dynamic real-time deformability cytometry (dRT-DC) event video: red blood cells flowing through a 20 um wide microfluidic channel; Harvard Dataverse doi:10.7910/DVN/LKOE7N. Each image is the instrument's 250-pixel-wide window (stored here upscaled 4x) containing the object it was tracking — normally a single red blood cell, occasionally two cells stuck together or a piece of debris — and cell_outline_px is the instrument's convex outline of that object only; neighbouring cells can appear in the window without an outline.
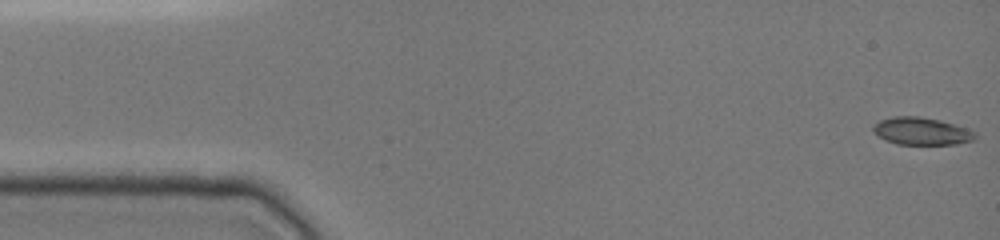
{"species": "common noctule bat (a hibernating species)", "species_latin": "Nyctalus noctula", "temperature_condition": "cold", "stored_images_in_passage": 48, "camera_frame_rate_fps": 3000, "um_per_image_px": 0.085, "animal": {"sex": "female", "body_mass_g": 19.0, "forearm_length_mm": 51.5}, "frame": {"image": 1, "passage_image": 1, "time_ms": 0.0, "image_size_px": [1000, 240], "cell_outline_px": [[976, 136], [972, 140], [956, 144], [896, 144], [880, 136], [872, 128], [880, 120], [892, 116], [920, 116], [940, 120], [956, 124], [976, 132]], "centroid_in_image_um": [78.37, 11.13], "position_along_channel_um": 6.6, "area_um2": 16.13}}
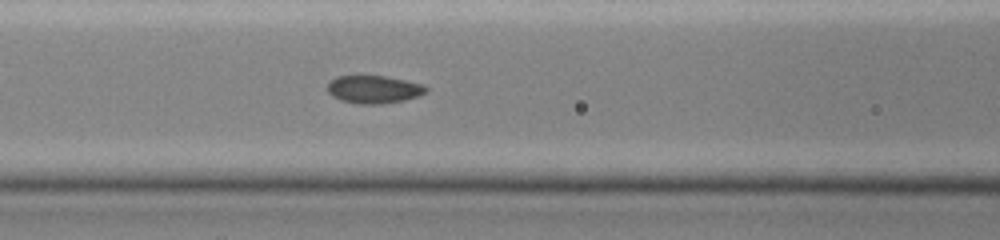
{"frame": {"image": 2, "passage_image": 20, "time_ms": 6.333, "image_size_px": [1000, 240], "cell_outline_px": [[428, 92], [420, 96], [404, 100], [384, 104], [360, 104], [340, 100], [332, 96], [328, 92], [328, 84], [336, 76], [384, 76], [424, 84], [428, 88]], "centroid_in_image_um": [31.81, 7.61], "position_along_channel_um": 134.8, "area_um2": 16.07}}
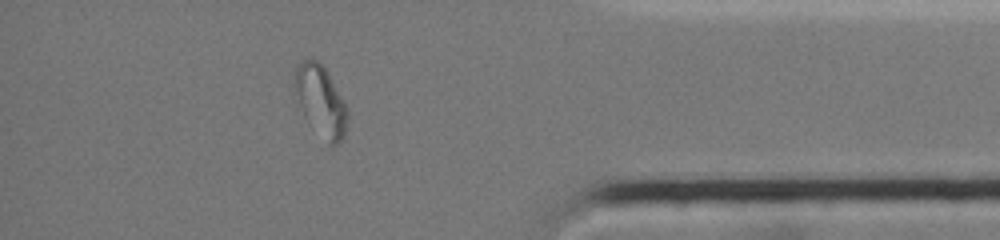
{"frame": {"image": 3, "passage_image": 42, "time_ms": 13.667, "image_size_px": [1000, 240], "cell_outline_px": [[348, 116], [344, 136], [340, 144], [328, 144], [304, 116], [292, 88], [296, 68], [300, 60], [316, 60], [328, 72], [348, 108]], "centroid_in_image_um": [27.25, 8.58], "position_along_channel_um": 407.9, "area_um2": 21.79}}